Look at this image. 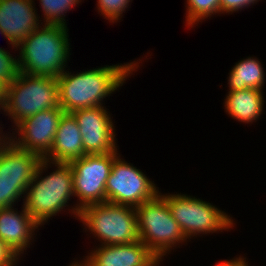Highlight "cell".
I'll return each mask as SVG.
<instances>
[{"mask_svg": "<svg viewBox=\"0 0 266 266\" xmlns=\"http://www.w3.org/2000/svg\"><path fill=\"white\" fill-rule=\"evenodd\" d=\"M97 245V246H96ZM81 259L86 266H161L160 259L140 240L119 245L96 243Z\"/></svg>", "mask_w": 266, "mask_h": 266, "instance_id": "cell-14", "label": "cell"}, {"mask_svg": "<svg viewBox=\"0 0 266 266\" xmlns=\"http://www.w3.org/2000/svg\"><path fill=\"white\" fill-rule=\"evenodd\" d=\"M21 259L0 239V266H17Z\"/></svg>", "mask_w": 266, "mask_h": 266, "instance_id": "cell-24", "label": "cell"}, {"mask_svg": "<svg viewBox=\"0 0 266 266\" xmlns=\"http://www.w3.org/2000/svg\"><path fill=\"white\" fill-rule=\"evenodd\" d=\"M86 235L99 245H119L139 240L134 207L103 202L83 207L78 219Z\"/></svg>", "mask_w": 266, "mask_h": 266, "instance_id": "cell-6", "label": "cell"}, {"mask_svg": "<svg viewBox=\"0 0 266 266\" xmlns=\"http://www.w3.org/2000/svg\"><path fill=\"white\" fill-rule=\"evenodd\" d=\"M41 160L38 154L19 148L7 137L0 143V209L24 201Z\"/></svg>", "mask_w": 266, "mask_h": 266, "instance_id": "cell-8", "label": "cell"}, {"mask_svg": "<svg viewBox=\"0 0 266 266\" xmlns=\"http://www.w3.org/2000/svg\"><path fill=\"white\" fill-rule=\"evenodd\" d=\"M264 95V92L258 89L228 91L223 100L224 112L245 125L256 123L265 114Z\"/></svg>", "mask_w": 266, "mask_h": 266, "instance_id": "cell-17", "label": "cell"}, {"mask_svg": "<svg viewBox=\"0 0 266 266\" xmlns=\"http://www.w3.org/2000/svg\"><path fill=\"white\" fill-rule=\"evenodd\" d=\"M248 258L246 256L236 255V257H233L232 259H225L221 260L214 266H249Z\"/></svg>", "mask_w": 266, "mask_h": 266, "instance_id": "cell-25", "label": "cell"}, {"mask_svg": "<svg viewBox=\"0 0 266 266\" xmlns=\"http://www.w3.org/2000/svg\"><path fill=\"white\" fill-rule=\"evenodd\" d=\"M19 73L17 55L0 47V81L6 86Z\"/></svg>", "mask_w": 266, "mask_h": 266, "instance_id": "cell-22", "label": "cell"}, {"mask_svg": "<svg viewBox=\"0 0 266 266\" xmlns=\"http://www.w3.org/2000/svg\"><path fill=\"white\" fill-rule=\"evenodd\" d=\"M17 208L0 209V239L23 260L24 254L36 241L41 226L30 216L22 205ZM40 227V228H39Z\"/></svg>", "mask_w": 266, "mask_h": 266, "instance_id": "cell-15", "label": "cell"}, {"mask_svg": "<svg viewBox=\"0 0 266 266\" xmlns=\"http://www.w3.org/2000/svg\"><path fill=\"white\" fill-rule=\"evenodd\" d=\"M136 209L139 240L162 262L174 249L186 246L187 238L174 220L165 199L158 193ZM185 243V244H184Z\"/></svg>", "mask_w": 266, "mask_h": 266, "instance_id": "cell-7", "label": "cell"}, {"mask_svg": "<svg viewBox=\"0 0 266 266\" xmlns=\"http://www.w3.org/2000/svg\"><path fill=\"white\" fill-rule=\"evenodd\" d=\"M35 1V0H34ZM43 24L67 27L66 15L84 0H38ZM66 14V15H65ZM43 15V17H42Z\"/></svg>", "mask_w": 266, "mask_h": 266, "instance_id": "cell-20", "label": "cell"}, {"mask_svg": "<svg viewBox=\"0 0 266 266\" xmlns=\"http://www.w3.org/2000/svg\"><path fill=\"white\" fill-rule=\"evenodd\" d=\"M50 168L52 171L48 172ZM72 197L74 199L73 173L69 163H53L42 159L26 189L22 204L30 216L44 227L63 211L70 217L74 215L73 219H78L80 211L76 202L69 203Z\"/></svg>", "mask_w": 266, "mask_h": 266, "instance_id": "cell-2", "label": "cell"}, {"mask_svg": "<svg viewBox=\"0 0 266 266\" xmlns=\"http://www.w3.org/2000/svg\"><path fill=\"white\" fill-rule=\"evenodd\" d=\"M105 189L106 202L134 208L153 199L160 190L151 178L120 154L113 161Z\"/></svg>", "mask_w": 266, "mask_h": 266, "instance_id": "cell-10", "label": "cell"}, {"mask_svg": "<svg viewBox=\"0 0 266 266\" xmlns=\"http://www.w3.org/2000/svg\"><path fill=\"white\" fill-rule=\"evenodd\" d=\"M36 8L34 0H0V34L14 52L28 35L43 24Z\"/></svg>", "mask_w": 266, "mask_h": 266, "instance_id": "cell-13", "label": "cell"}, {"mask_svg": "<svg viewBox=\"0 0 266 266\" xmlns=\"http://www.w3.org/2000/svg\"><path fill=\"white\" fill-rule=\"evenodd\" d=\"M119 154L120 151L86 154L69 163L73 173L74 199H77L75 202L79 211L85 206L106 202V181Z\"/></svg>", "mask_w": 266, "mask_h": 266, "instance_id": "cell-9", "label": "cell"}, {"mask_svg": "<svg viewBox=\"0 0 266 266\" xmlns=\"http://www.w3.org/2000/svg\"><path fill=\"white\" fill-rule=\"evenodd\" d=\"M106 107L96 106L71 112L78 123L86 154H109L119 150L115 120Z\"/></svg>", "mask_w": 266, "mask_h": 266, "instance_id": "cell-12", "label": "cell"}, {"mask_svg": "<svg viewBox=\"0 0 266 266\" xmlns=\"http://www.w3.org/2000/svg\"><path fill=\"white\" fill-rule=\"evenodd\" d=\"M73 259H74V261L71 260L70 265H67V266H86L82 260H80V259L76 260L75 258H73Z\"/></svg>", "mask_w": 266, "mask_h": 266, "instance_id": "cell-26", "label": "cell"}, {"mask_svg": "<svg viewBox=\"0 0 266 266\" xmlns=\"http://www.w3.org/2000/svg\"><path fill=\"white\" fill-rule=\"evenodd\" d=\"M143 58L142 56L127 63L104 65L76 73L69 71L68 67L57 77L60 108L65 113H71L79 109L105 106L107 97L119 91L126 80L139 71Z\"/></svg>", "mask_w": 266, "mask_h": 266, "instance_id": "cell-1", "label": "cell"}, {"mask_svg": "<svg viewBox=\"0 0 266 266\" xmlns=\"http://www.w3.org/2000/svg\"><path fill=\"white\" fill-rule=\"evenodd\" d=\"M3 129H4V126L2 125V122L0 121V143L7 137Z\"/></svg>", "mask_w": 266, "mask_h": 266, "instance_id": "cell-27", "label": "cell"}, {"mask_svg": "<svg viewBox=\"0 0 266 266\" xmlns=\"http://www.w3.org/2000/svg\"><path fill=\"white\" fill-rule=\"evenodd\" d=\"M86 155L78 123L71 113H64L59 121L53 146L43 158L53 163H70Z\"/></svg>", "mask_w": 266, "mask_h": 266, "instance_id": "cell-16", "label": "cell"}, {"mask_svg": "<svg viewBox=\"0 0 266 266\" xmlns=\"http://www.w3.org/2000/svg\"><path fill=\"white\" fill-rule=\"evenodd\" d=\"M53 108H60L57 77L19 72L5 86L0 114L10 118L13 129L22 120Z\"/></svg>", "mask_w": 266, "mask_h": 266, "instance_id": "cell-4", "label": "cell"}, {"mask_svg": "<svg viewBox=\"0 0 266 266\" xmlns=\"http://www.w3.org/2000/svg\"><path fill=\"white\" fill-rule=\"evenodd\" d=\"M263 62L256 56L242 58L231 67L227 78V91L258 89L264 91L266 72Z\"/></svg>", "mask_w": 266, "mask_h": 266, "instance_id": "cell-18", "label": "cell"}, {"mask_svg": "<svg viewBox=\"0 0 266 266\" xmlns=\"http://www.w3.org/2000/svg\"><path fill=\"white\" fill-rule=\"evenodd\" d=\"M185 4L186 16L183 23L189 30L205 22V19L220 16V0H186Z\"/></svg>", "mask_w": 266, "mask_h": 266, "instance_id": "cell-19", "label": "cell"}, {"mask_svg": "<svg viewBox=\"0 0 266 266\" xmlns=\"http://www.w3.org/2000/svg\"><path fill=\"white\" fill-rule=\"evenodd\" d=\"M69 29L42 24L17 46L18 70L30 75L60 76L71 55ZM69 38V39H68Z\"/></svg>", "mask_w": 266, "mask_h": 266, "instance_id": "cell-3", "label": "cell"}, {"mask_svg": "<svg viewBox=\"0 0 266 266\" xmlns=\"http://www.w3.org/2000/svg\"><path fill=\"white\" fill-rule=\"evenodd\" d=\"M159 194L167 202L174 220L189 242L195 237L233 230L236 226L237 222L231 214L202 198L181 192L170 194L169 191H159Z\"/></svg>", "mask_w": 266, "mask_h": 266, "instance_id": "cell-5", "label": "cell"}, {"mask_svg": "<svg viewBox=\"0 0 266 266\" xmlns=\"http://www.w3.org/2000/svg\"><path fill=\"white\" fill-rule=\"evenodd\" d=\"M262 0H220V15L223 14H234L235 12H241L245 8H249L254 4H257Z\"/></svg>", "mask_w": 266, "mask_h": 266, "instance_id": "cell-23", "label": "cell"}, {"mask_svg": "<svg viewBox=\"0 0 266 266\" xmlns=\"http://www.w3.org/2000/svg\"><path fill=\"white\" fill-rule=\"evenodd\" d=\"M64 113L61 108L40 111L19 122L11 131H5V134L19 148L36 153L43 159L53 146Z\"/></svg>", "mask_w": 266, "mask_h": 266, "instance_id": "cell-11", "label": "cell"}, {"mask_svg": "<svg viewBox=\"0 0 266 266\" xmlns=\"http://www.w3.org/2000/svg\"><path fill=\"white\" fill-rule=\"evenodd\" d=\"M132 1L133 0H97L96 11H98V14L106 19V21L108 20L109 24L112 23L111 25H113L114 23L120 22L119 20L125 15L123 13L131 7Z\"/></svg>", "mask_w": 266, "mask_h": 266, "instance_id": "cell-21", "label": "cell"}]
</instances>
